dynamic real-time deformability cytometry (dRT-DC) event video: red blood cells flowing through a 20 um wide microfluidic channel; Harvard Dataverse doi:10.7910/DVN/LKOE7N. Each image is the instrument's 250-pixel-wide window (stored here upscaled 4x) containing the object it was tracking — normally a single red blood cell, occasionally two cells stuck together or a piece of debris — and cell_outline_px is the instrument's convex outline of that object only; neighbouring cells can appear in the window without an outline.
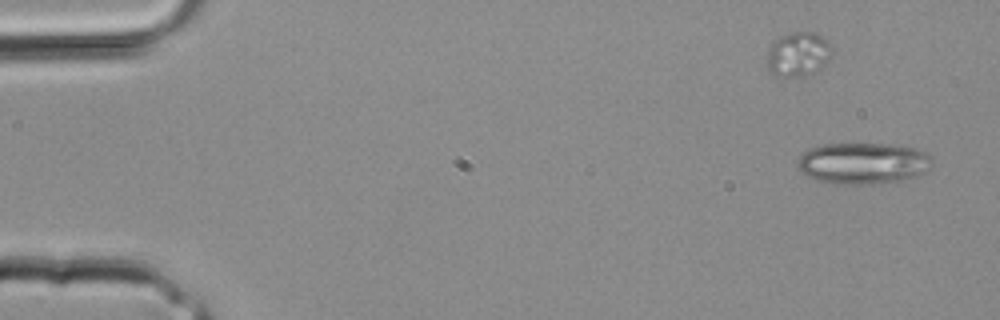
{"species": "common noctule bat (a hibernating species)", "species_latin": "Nyctalus noctula", "temperature_condition": "room temperature", "stored_images_in_passage": 33, "camera_frame_rate_fps": 3000, "um_per_image_px": 0.085, "animal": {"sex": "male", "body_mass_g": 20.4}, "frame": {"image": 1, "passage_image": 1, "time_ms": 0.0, "image_size_px": [1000, 320], "cell_outline_px": [[932, 160], [924, 172], [916, 176], [900, 180], [880, 184], [832, 184], [808, 176], [796, 168], [796, 164], [800, 156], [808, 148], [824, 144], [888, 144], [916, 148], [924, 152]], "centroid_in_image_um": [73.3, 13.88], "position_along_channel_um": 11.7, "area_um2": 32.37}}
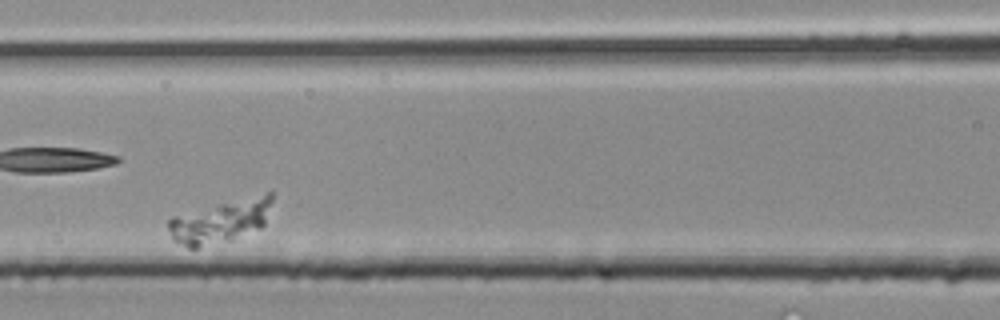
{"frame": {"image": 2, "passage_image": 15, "time_ms": 4.667, "image_size_px": [1000, 320], "cell_outline_px": [[272, 200], [264, 224], [260, 228], [228, 240], [196, 248], [188, 248], [172, 240], [168, 228], [168, 220], [172, 216], [268, 192], [272, 192]], "centroid_in_image_um": [18.7, 18.83], "position_along_channel_um": 147.9, "area_um2": 25.26}}
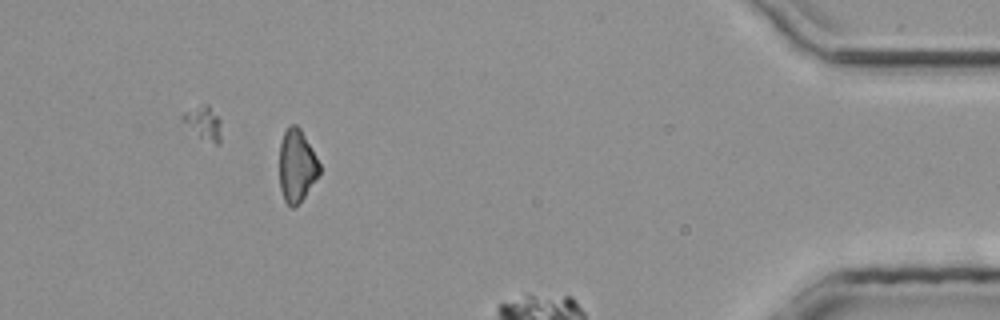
{"frame": {"image": 3, "passage_image": 30, "time_ms": 9.667, "image_size_px": [1000, 320], "cell_outline_px": [[320, 172], [296, 208], [292, 208], [284, 200], [280, 188], [280, 144], [284, 132], [292, 124], [296, 124], [300, 128], [312, 148], [320, 164]], "centroid_in_image_um": [25.22, 14.1], "position_along_channel_um": 410.0, "area_um2": 16.76}}